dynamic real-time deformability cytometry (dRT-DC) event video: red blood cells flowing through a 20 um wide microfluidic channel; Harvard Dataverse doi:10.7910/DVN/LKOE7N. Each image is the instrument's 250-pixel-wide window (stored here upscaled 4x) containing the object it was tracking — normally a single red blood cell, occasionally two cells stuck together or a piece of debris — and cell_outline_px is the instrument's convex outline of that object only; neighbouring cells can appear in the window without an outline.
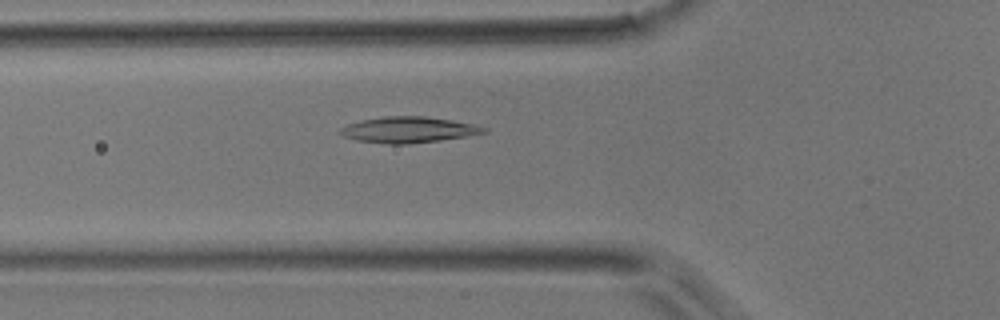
{"species": "common noctule bat (a hibernating species)", "species_latin": "Nyctalus noctula", "temperature_condition": "room temperature", "stored_images_in_passage": 42, "camera_frame_rate_fps": 3000, "um_per_image_px": 0.085, "animal": {"sex": "male", "body_mass_g": 17.9}, "frame": {"image": 1, "passage_image": 11, "time_ms": 3.333, "image_size_px": [1000, 320], "cell_outline_px": [[488, 132], [440, 140], [408, 144], [388, 144], [356, 140], [344, 136], [340, 132], [340, 128], [348, 124], [360, 120], [384, 116], [424, 116], [472, 124], [488, 128]], "centroid_in_image_um": [34.68, 11.03], "position_along_channel_um": 91.1, "area_um2": 21.44}}
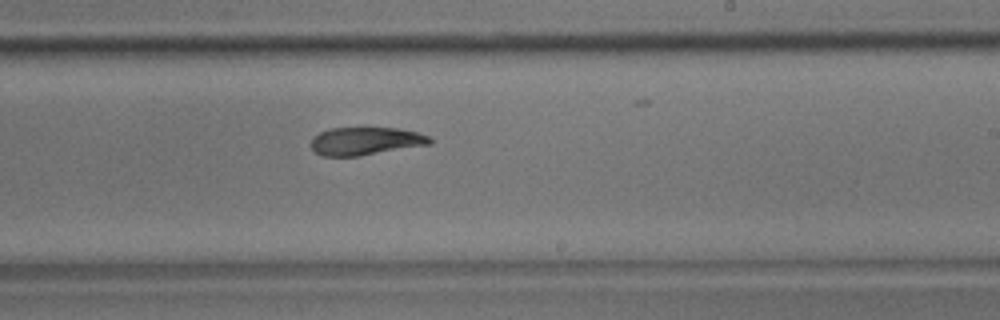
{"frame": {"image": 2, "passage_image": 23, "time_ms": 7.333, "image_size_px": [1000, 320], "cell_outline_px": [[432, 144], [360, 156], [324, 156], [316, 152], [312, 148], [312, 140], [320, 132], [328, 128], [400, 128], [416, 132], [428, 136], [432, 140]], "centroid_in_image_um": [31.11, 11.99], "position_along_channel_um": 257.9, "area_um2": 19.25}}
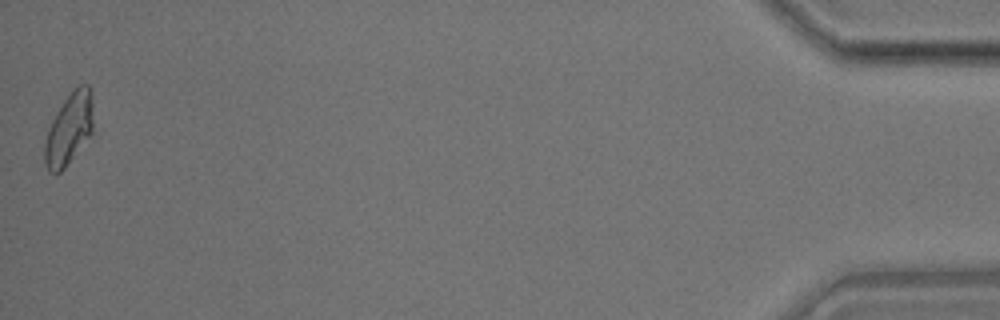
{"frame": {"image": 3, "passage_image": 42, "time_ms": 13.667, "image_size_px": [1000, 320], "cell_outline_px": [[92, 132], [64, 168], [56, 176], [48, 172], [44, 164], [44, 144], [48, 128], [56, 112], [64, 100], [80, 84], [88, 84], [92, 96]], "centroid_in_image_um": [5.83, 11.0], "position_along_channel_um": 429.4, "area_um2": 20.11}}